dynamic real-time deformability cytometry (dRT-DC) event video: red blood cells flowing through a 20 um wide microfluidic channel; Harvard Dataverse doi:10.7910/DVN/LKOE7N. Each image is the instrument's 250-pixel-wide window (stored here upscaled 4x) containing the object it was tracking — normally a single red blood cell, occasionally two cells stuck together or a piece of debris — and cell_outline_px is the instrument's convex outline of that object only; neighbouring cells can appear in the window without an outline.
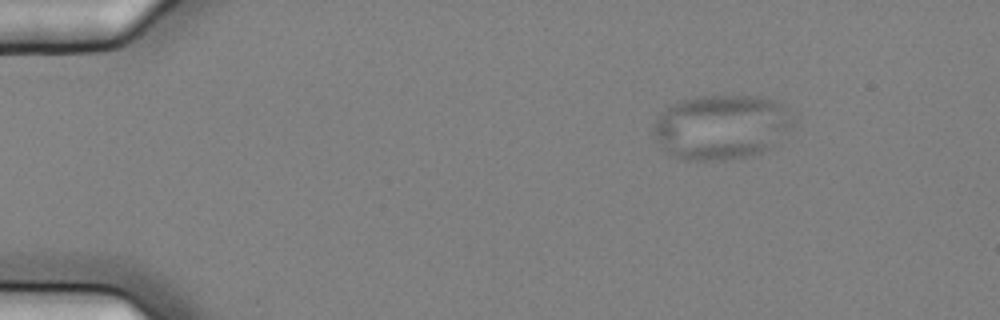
{"species": "common noctule bat (a hibernating species)", "species_latin": "Nyctalus noctula", "temperature_condition": "cold", "stored_images_in_passage": 6, "camera_frame_rate_fps": 3000, "um_per_image_px": 0.085, "animal": {"sex": "female", "body_mass_g": 25.1}, "frame": {"image": 1, "passage_image": 1, "time_ms": 0.0, "image_size_px": [1000, 320], "cell_outline_px": [[792, 124], [768, 148], [760, 152], [748, 156], [724, 160], [684, 160], [664, 152], [660, 148], [652, 132], [652, 128], [656, 116], [668, 104], [680, 100], [696, 96], [756, 96], [776, 100], [784, 104]], "centroid_in_image_um": [61.18, 10.78], "position_along_channel_um": 23.8, "area_um2": 52.71}}